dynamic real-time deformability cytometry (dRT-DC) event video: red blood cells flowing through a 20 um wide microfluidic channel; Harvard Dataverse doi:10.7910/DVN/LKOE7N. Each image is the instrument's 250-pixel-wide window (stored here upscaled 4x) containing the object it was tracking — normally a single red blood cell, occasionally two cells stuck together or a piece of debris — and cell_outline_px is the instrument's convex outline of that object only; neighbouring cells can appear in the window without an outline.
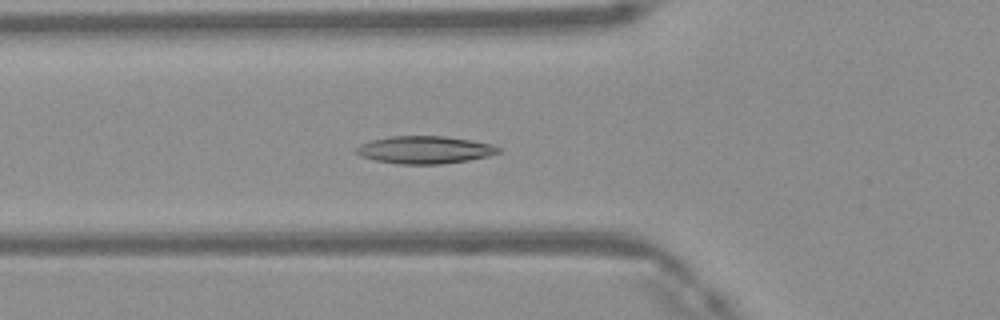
{"species": "Egyptian fruit bat (a non-hibernating species)", "species_latin": "Rousettus aegyptiacus", "temperature_condition": "warm", "stored_images_in_passage": 38, "camera_frame_rate_fps": 3000, "um_per_image_px": 0.085, "frame": {"image": 1, "passage_image": 6, "time_ms": 1.667, "image_size_px": [1000, 320], "cell_outline_px": [[500, 152], [488, 156], [468, 160], [440, 164], [400, 164], [376, 160], [360, 156], [356, 152], [356, 148], [360, 144], [372, 140], [392, 136], [444, 136], [472, 140], [492, 144], [500, 148]], "centroid_in_image_um": [36.12, 12.73], "position_along_channel_um": 89.7, "area_um2": 22.72}}
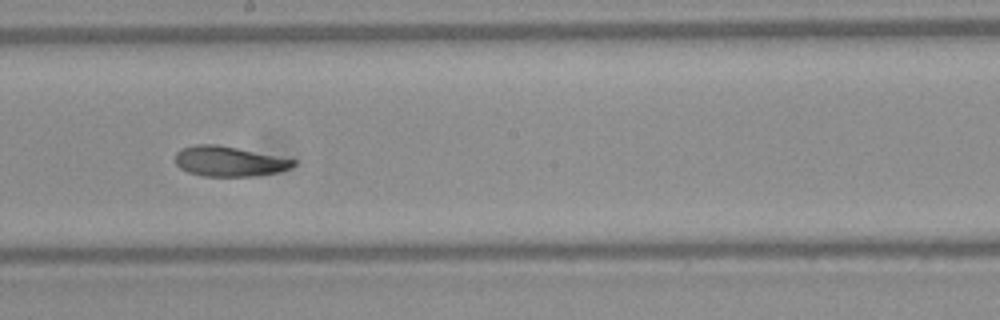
{"frame": {"image": 2, "passage_image": 16, "time_ms": 5.0, "image_size_px": [1000, 320], "cell_outline_px": [[296, 164], [288, 168], [276, 172], [256, 176], [204, 176], [188, 172], [180, 168], [176, 164], [176, 152], [180, 148], [196, 144], [216, 144], [296, 160]], "centroid_in_image_um": [19.42, 13.71], "position_along_channel_um": 228.8, "area_um2": 20.46}}
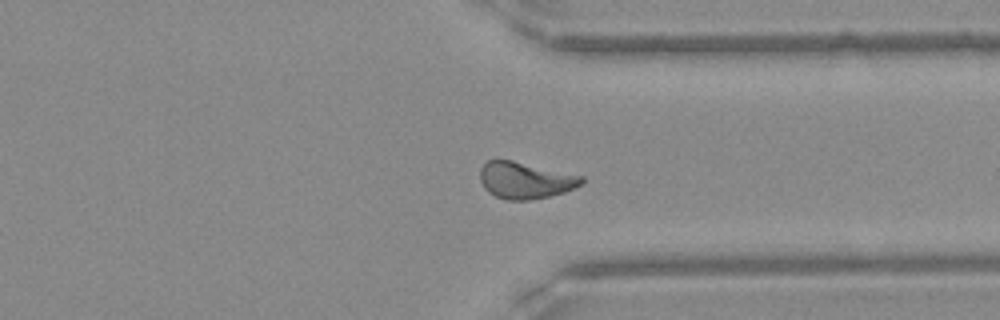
{"frame": {"image": 3, "passage_image": 26, "time_ms": 8.333, "image_size_px": [1000, 320], "cell_outline_px": [[584, 180], [580, 184], [564, 192], [548, 196], [528, 200], [508, 200], [496, 196], [488, 192], [484, 188], [480, 180], [480, 168], [488, 160], [512, 160], [584, 176]], "centroid_in_image_um": [44.62, 15.32], "position_along_channel_um": 366.8, "area_um2": 21.5}, "authors_computed_cell_mechanics": {"area_um2": 21.3282, "velocity_mm_per_s": 4.1552, "shape_relaxation_time_tau1_ms": 4.8448, "shape_relaxation_time_tau2_ms": 2.9648, "deformation_change_tau1": 0.1517, "deformation_change_tau2": 0.0856}}